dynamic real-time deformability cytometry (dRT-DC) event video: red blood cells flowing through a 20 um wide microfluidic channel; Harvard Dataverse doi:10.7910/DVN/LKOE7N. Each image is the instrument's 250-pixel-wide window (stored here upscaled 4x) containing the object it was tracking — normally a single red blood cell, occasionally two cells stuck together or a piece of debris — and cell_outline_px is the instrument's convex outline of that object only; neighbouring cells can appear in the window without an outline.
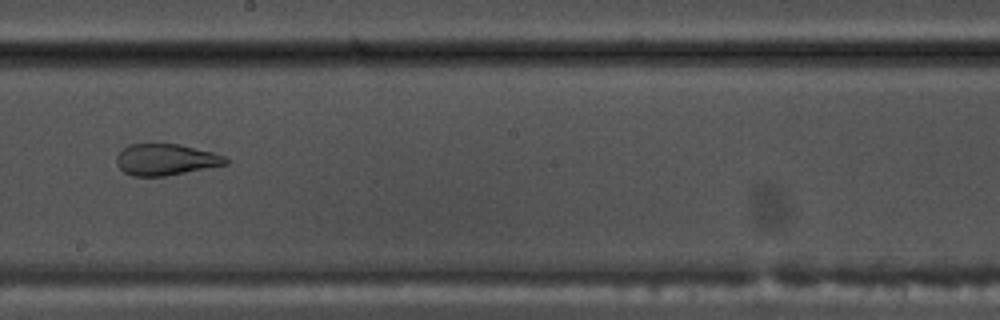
{"species": "common noctule bat (a hibernating species)", "species_latin": "Nyctalus noctula", "temperature_condition": "warm", "stored_images_in_passage": 41, "camera_frame_rate_fps": 3000, "um_per_image_px": 0.085, "animal": {"sex": "male", "body_mass_g": 17.5, "forearm_length_mm": 52.3}, "frame": {"image": 1, "passage_image": 18, "time_ms": 5.667, "image_size_px": [1000, 320], "cell_outline_px": [[228, 164], [164, 176], [132, 176], [124, 172], [116, 164], [116, 156], [128, 144], [180, 144], [216, 152], [224, 156], [228, 160]], "centroid_in_image_um": [14.1, 13.56], "position_along_channel_um": 234.1, "area_um2": 20.0}}
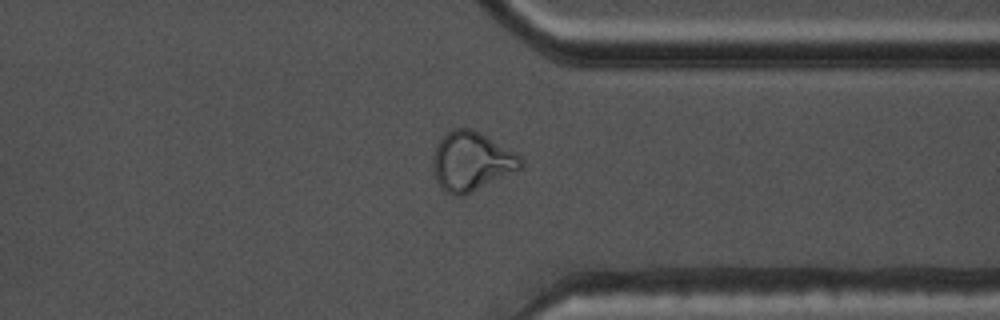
{"frame": {"image": 2, "passage_image": 29, "time_ms": 9.333, "image_size_px": [1000, 320], "cell_outline_px": [[524, 168], [464, 196], [456, 196], [444, 192], [440, 188], [436, 180], [432, 168], [432, 156], [440, 140], [452, 128], [472, 128], [480, 132], [516, 152], [524, 160]], "centroid_in_image_um": [40.09, 13.74], "position_along_channel_um": 371.3, "area_um2": 30.75}}
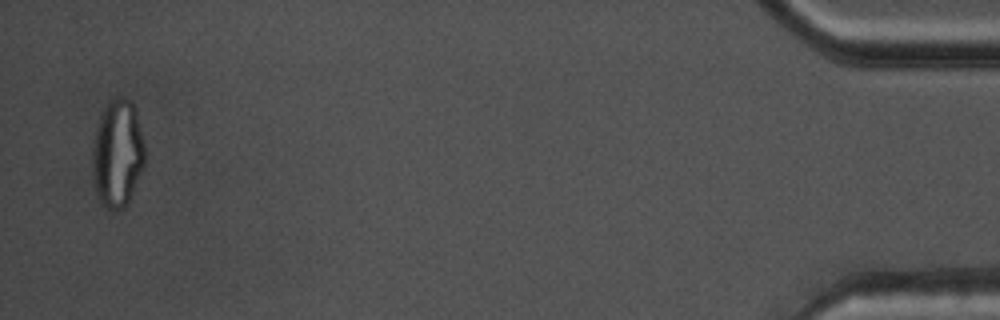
{"frame": {"image": 3, "passage_image": 40, "time_ms": 13.0, "image_size_px": [1000, 320], "cell_outline_px": [[144, 164], [128, 204], [116, 212], [100, 204], [96, 200], [92, 176], [92, 144], [96, 124], [100, 112], [108, 100], [112, 96], [124, 96], [132, 100], [136, 108], [144, 144]], "centroid_in_image_um": [9.94, 13.02], "position_along_channel_um": 425.3, "area_um2": 34.1}, "authors_computed_cell_mechanics": {"area_um2": 24.7384, "velocity_mm_per_s": 3.7897, "shape_relaxation_time_tau1_ms": null, "shape_relaxation_time_tau2_ms": 1.156, "deformation_change_tau1": null, "deformation_change_tau2": 0.0749}}